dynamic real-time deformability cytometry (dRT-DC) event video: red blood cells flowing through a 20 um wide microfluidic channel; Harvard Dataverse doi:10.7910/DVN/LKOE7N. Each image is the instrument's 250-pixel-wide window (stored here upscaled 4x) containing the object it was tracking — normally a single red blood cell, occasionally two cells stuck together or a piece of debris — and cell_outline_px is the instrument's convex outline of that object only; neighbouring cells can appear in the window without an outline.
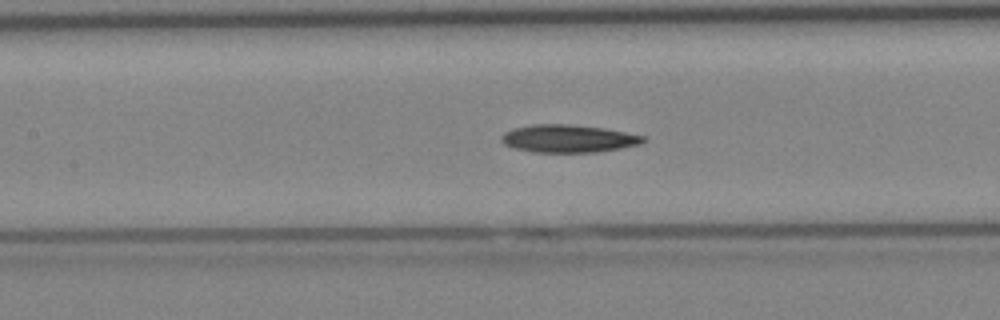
{"species": "Egyptian fruit bat (a non-hibernating species)", "species_latin": "Rousettus aegyptiacus", "temperature_condition": "cold", "stored_images_in_passage": 41, "camera_frame_rate_fps": 3000, "um_per_image_px": 0.085, "animal": {"sex": "female"}, "frame": {"image": 1, "passage_image": 18, "time_ms": 5.667, "image_size_px": [1000, 320], "cell_outline_px": [[648, 140], [640, 144], [620, 148], [596, 152], [536, 152], [516, 148], [504, 144], [500, 140], [500, 136], [504, 132], [512, 128], [532, 124], [568, 124], [604, 128], [644, 136]], "centroid_in_image_um": [48.29, 11.77], "position_along_channel_um": 159.1, "area_um2": 22.89}}